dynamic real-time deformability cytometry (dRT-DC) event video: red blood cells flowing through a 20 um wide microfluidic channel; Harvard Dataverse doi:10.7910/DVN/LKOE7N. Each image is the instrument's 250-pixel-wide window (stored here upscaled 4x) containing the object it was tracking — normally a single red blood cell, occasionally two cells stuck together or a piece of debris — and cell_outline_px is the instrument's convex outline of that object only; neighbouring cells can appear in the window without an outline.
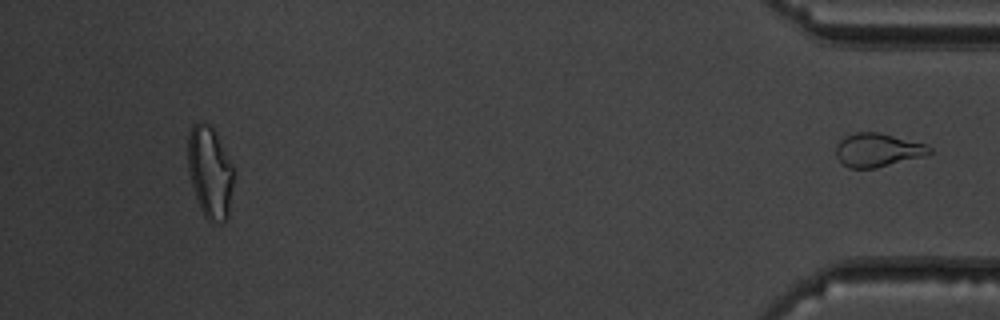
{"species": "common noctule bat (a hibernating species)", "species_latin": "Nyctalus noctula", "temperature_condition": "warm", "stored_images_in_passage": 49, "segment_of_instrument_passage": [2, 2], "camera_frame_rate_fps": 3000, "um_per_image_px": 0.085, "animal": {"sex": "male", "body_mass_g": 19.5, "forearm_length_mm": 54.6}, "frame": {"image": 1, "passage_image": 49, "time_ms": 16.0, "image_size_px": [1000, 320], "cell_outline_px": [[932, 152], [924, 156], [876, 168], [848, 168], [836, 156], [836, 144], [844, 136], [856, 132], [880, 132], [924, 144], [932, 148]], "centroid_in_image_um": [74.58, 12.75], "position_along_channel_um": 360.6, "area_um2": 18.21}}